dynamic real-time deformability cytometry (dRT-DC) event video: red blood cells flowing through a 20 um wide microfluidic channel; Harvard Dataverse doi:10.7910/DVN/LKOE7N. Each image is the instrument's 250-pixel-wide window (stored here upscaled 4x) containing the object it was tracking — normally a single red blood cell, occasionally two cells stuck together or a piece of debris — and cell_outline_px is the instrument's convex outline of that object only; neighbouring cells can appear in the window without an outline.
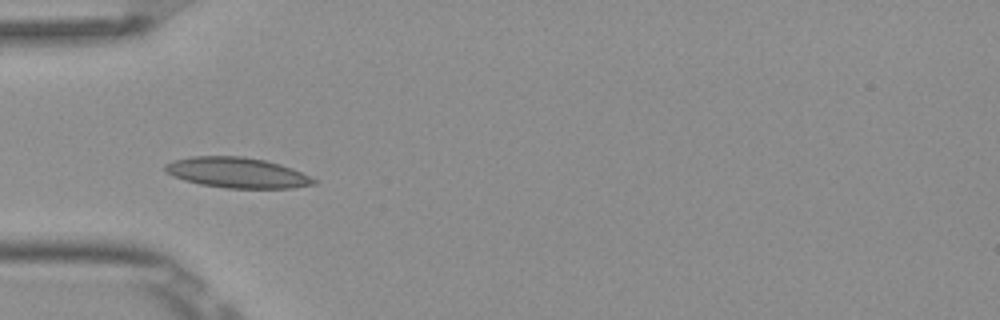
{"species": "Egyptian fruit bat (a non-hibernating species)", "species_latin": "Rousettus aegyptiacus", "temperature_condition": "room temperature", "stored_images_in_passage": 8, "camera_frame_rate_fps": 3000, "um_per_image_px": 0.085, "frame": {"image": 1, "passage_image": 3, "time_ms": 0.667, "image_size_px": [1000, 320], "cell_outline_px": [[316, 184], [292, 188], [228, 188], [200, 184], [172, 176], [164, 168], [164, 164], [172, 160], [192, 156], [244, 156], [264, 160], [280, 164], [292, 168], [316, 180]], "centroid_in_image_um": [20.13, 14.67], "position_along_channel_um": 64.9, "area_um2": 26.24}}
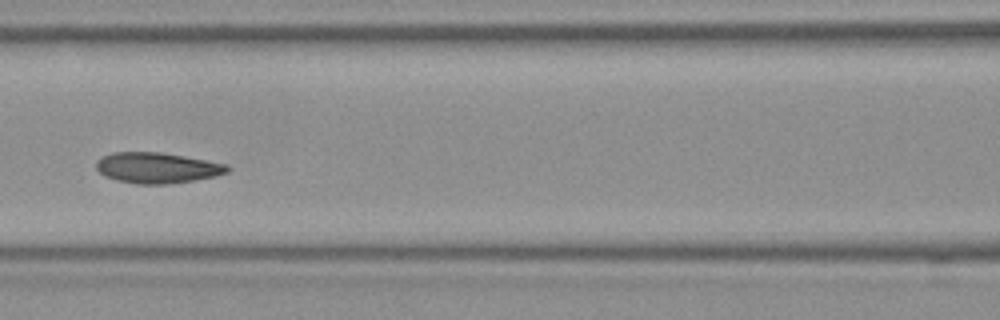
{"frame": {"image": 2, "passage_image": 5, "time_ms": 1.333, "image_size_px": [1000, 320], "cell_outline_px": [[232, 168], [228, 172], [216, 176], [168, 184], [136, 184], [116, 180], [104, 176], [96, 168], [96, 160], [100, 156], [112, 152], [160, 152], [184, 156], [228, 164]], "centroid_in_image_um": [13.34, 14.26], "position_along_channel_um": 153.3, "area_um2": 23.64}}
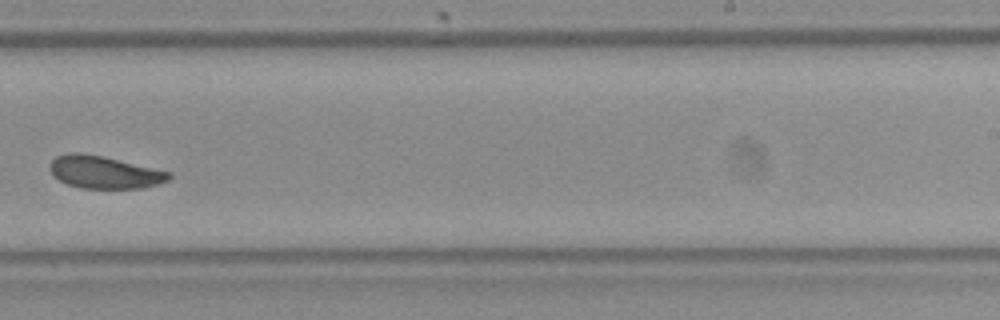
{"frame": {"image": 3, "passage_image": 8, "time_ms": 2.333, "image_size_px": [1000, 320], "cell_outline_px": [[172, 176], [168, 180], [144, 188], [80, 188], [68, 184], [52, 176], [48, 168], [48, 164], [56, 156], [68, 152], [80, 152], [104, 156], [172, 172]], "centroid_in_image_um": [8.83, 14.62], "position_along_channel_um": 280.2, "area_um2": 22.83}}